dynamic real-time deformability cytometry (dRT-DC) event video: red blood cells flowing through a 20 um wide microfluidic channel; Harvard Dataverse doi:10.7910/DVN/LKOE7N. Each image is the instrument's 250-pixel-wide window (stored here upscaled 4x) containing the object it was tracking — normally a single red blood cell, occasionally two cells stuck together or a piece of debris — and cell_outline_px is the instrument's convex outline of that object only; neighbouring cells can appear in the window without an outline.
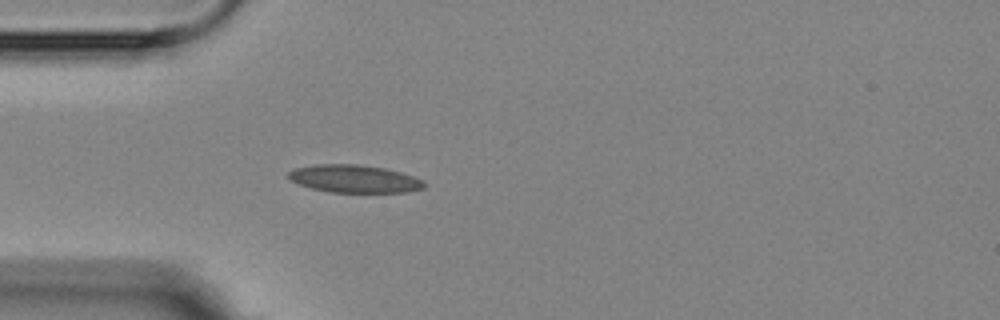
{"species": "Egyptian fruit bat (a non-hibernating species)", "species_latin": "Rousettus aegyptiacus", "temperature_condition": "room temperature", "stored_images_in_passage": 4, "camera_frame_rate_fps": 3000, "um_per_image_px": 0.085, "animal": {"sex": "female"}, "frame": {"image": 1, "passage_image": 4, "time_ms": 3.667, "image_size_px": [1000, 320], "cell_outline_px": [[428, 184], [424, 188], [408, 192], [328, 192], [312, 188], [300, 184], [292, 180], [288, 176], [288, 172], [296, 168], [316, 164], [356, 164], [384, 168], [400, 172], [424, 180]], "centroid_in_image_um": [30.17, 15.2], "position_along_channel_um": 54.8, "area_um2": 21.85}}